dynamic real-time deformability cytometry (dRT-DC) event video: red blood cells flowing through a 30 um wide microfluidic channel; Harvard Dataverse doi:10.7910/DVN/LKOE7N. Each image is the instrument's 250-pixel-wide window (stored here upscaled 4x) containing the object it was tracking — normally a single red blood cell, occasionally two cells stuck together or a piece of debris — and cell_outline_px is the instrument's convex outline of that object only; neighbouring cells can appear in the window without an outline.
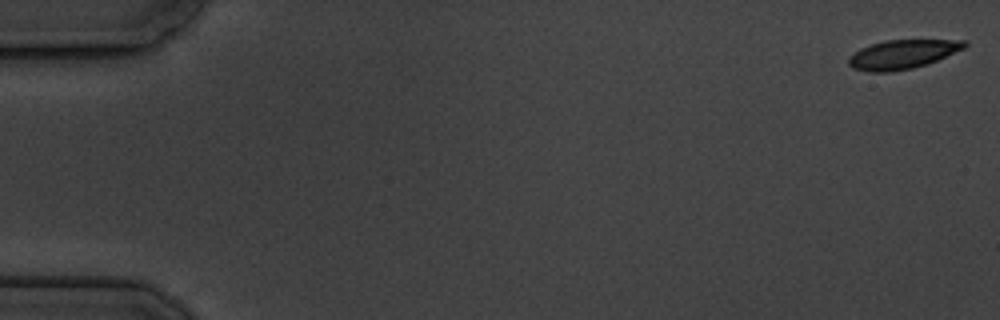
{"species": "common noctule bat (a hibernating species)", "species_latin": "Nyctalus noctula", "temperature_condition": "cold", "stored_images_in_passage": 6, "camera_frame_rate_fps": 3000, "um_per_image_px": 0.085, "animal": {"sex": "male", "body_mass_g": 19.5, "forearm_length_mm": 54.6}, "frame": {"image": 1, "passage_image": 1, "time_ms": 0.0, "image_size_px": [1000, 320], "cell_outline_px": [[968, 44], [964, 48], [928, 64], [912, 68], [888, 72], [868, 72], [852, 68], [848, 64], [848, 56], [860, 48], [884, 40], [968, 40]], "centroid_in_image_um": [76.68, 4.62], "position_along_channel_um": 8.3, "area_um2": 19.65}}
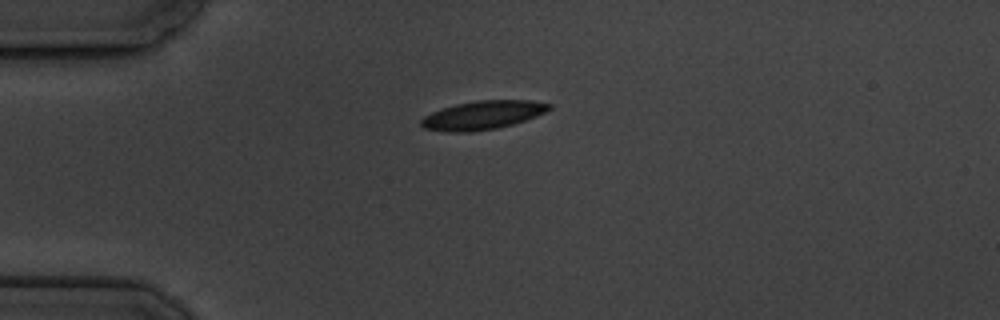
{"frame": {"image": 2, "passage_image": 5, "time_ms": 4.667, "image_size_px": [1000, 320], "cell_outline_px": [[552, 108], [536, 116], [512, 124], [496, 128], [472, 132], [448, 132], [424, 128], [420, 124], [420, 120], [424, 116], [432, 112], [456, 104], [476, 100], [528, 100], [552, 104]], "centroid_in_image_um": [41.02, 9.78], "position_along_channel_um": 44.0, "area_um2": 21.21}}